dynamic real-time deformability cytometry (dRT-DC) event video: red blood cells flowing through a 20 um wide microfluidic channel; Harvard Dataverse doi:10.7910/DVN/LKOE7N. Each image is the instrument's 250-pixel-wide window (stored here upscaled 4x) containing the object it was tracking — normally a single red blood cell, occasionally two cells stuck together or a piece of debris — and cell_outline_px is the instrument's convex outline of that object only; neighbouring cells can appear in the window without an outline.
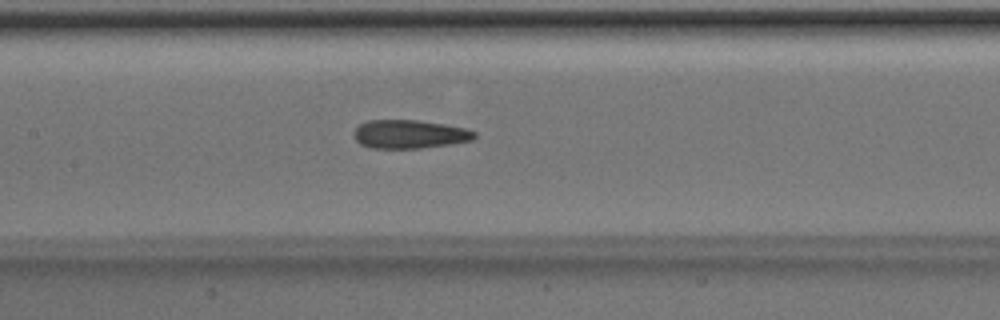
{"species": "Egyptian fruit bat (a non-hibernating species)", "species_latin": "Rousettus aegyptiacus", "temperature_condition": "room temperature", "stored_images_in_passage": 50, "camera_frame_rate_fps": 3000, "um_per_image_px": 0.085, "animal": {"sex": "male"}, "frame": {"image": 1, "passage_image": 23, "time_ms": 7.333, "image_size_px": [1000, 320], "cell_outline_px": [[476, 136], [472, 140], [448, 144], [420, 148], [368, 148], [360, 144], [356, 140], [352, 132], [360, 124], [368, 120], [416, 120], [464, 128], [476, 132]], "centroid_in_image_um": [34.75, 11.41], "position_along_channel_um": 172.7, "area_um2": 19.88}}
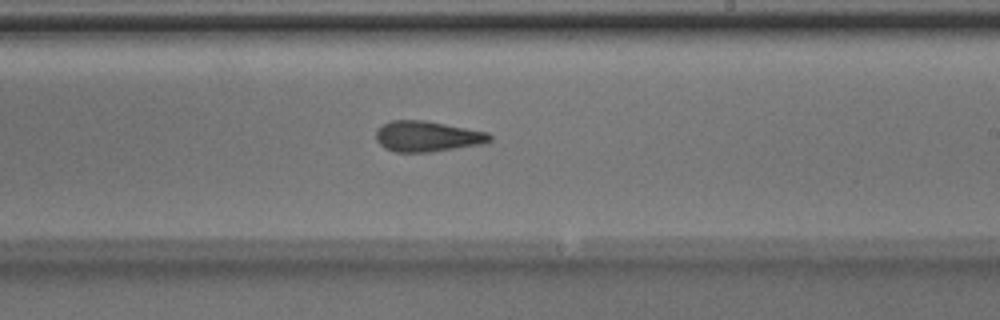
{"frame": {"image": 2, "passage_image": 29, "time_ms": 9.333, "image_size_px": [1000, 320], "cell_outline_px": [[492, 140], [488, 144], [428, 152], [396, 152], [384, 148], [376, 140], [376, 128], [380, 124], [392, 120], [424, 120], [488, 132], [492, 136]], "centroid_in_image_um": [36.33, 11.59], "position_along_channel_um": 252.7, "area_um2": 20.63}}
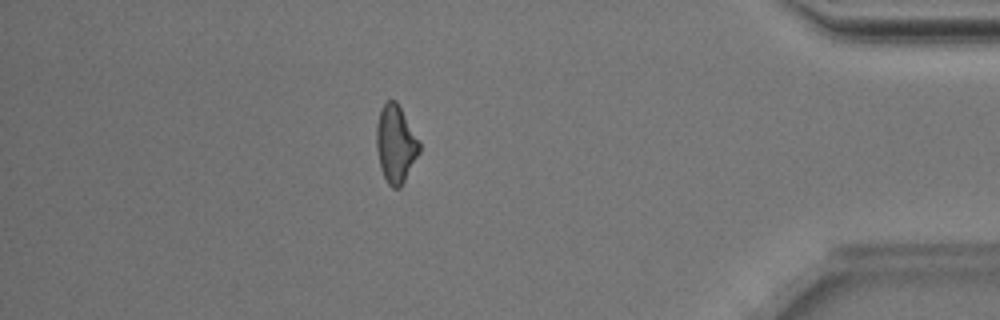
{"frame": {"image": 3, "passage_image": 43, "time_ms": 14.0, "image_size_px": [1000, 320], "cell_outline_px": [[420, 152], [400, 188], [392, 188], [388, 184], [380, 168], [376, 148], [376, 124], [380, 108], [388, 100], [396, 100], [420, 144]], "centroid_in_image_um": [33.6, 12.25], "position_along_channel_um": 401.6, "area_um2": 19.25}, "authors_computed_cell_mechanics": {"area_um2": 20.3456, "velocity_mm_per_s": 4.028, "shape_relaxation_time_tau1_ms": 7.7114, "shape_relaxation_time_tau2_ms": 2.7456, "deformation_change_tau1": 0.1642, "deformation_change_tau2": 0.1151}}